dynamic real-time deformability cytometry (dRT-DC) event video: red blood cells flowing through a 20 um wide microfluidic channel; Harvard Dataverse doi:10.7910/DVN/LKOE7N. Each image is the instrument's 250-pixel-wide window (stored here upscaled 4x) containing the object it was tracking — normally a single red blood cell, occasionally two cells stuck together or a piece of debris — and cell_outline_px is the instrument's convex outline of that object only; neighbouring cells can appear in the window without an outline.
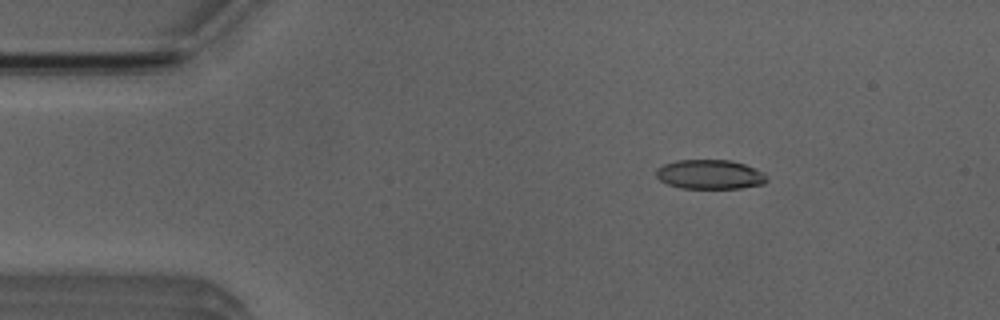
{"species": "Egyptian fruit bat (a non-hibernating species)", "species_latin": "Rousettus aegyptiacus", "temperature_condition": "room temperature", "stored_images_in_passage": 4, "camera_frame_rate_fps": 3000, "um_per_image_px": 0.085, "animal": {"sex": "male"}, "frame": {"image": 1, "passage_image": 2, "time_ms": 1.333, "image_size_px": [1000, 320], "cell_outline_px": [[768, 180], [764, 184], [740, 188], [680, 188], [668, 184], [660, 180], [656, 176], [656, 168], [664, 164], [676, 160], [728, 160], [744, 164], [764, 172], [768, 176]], "centroid_in_image_um": [60.35, 14.83], "position_along_channel_um": 24.6, "area_um2": 19.02}}